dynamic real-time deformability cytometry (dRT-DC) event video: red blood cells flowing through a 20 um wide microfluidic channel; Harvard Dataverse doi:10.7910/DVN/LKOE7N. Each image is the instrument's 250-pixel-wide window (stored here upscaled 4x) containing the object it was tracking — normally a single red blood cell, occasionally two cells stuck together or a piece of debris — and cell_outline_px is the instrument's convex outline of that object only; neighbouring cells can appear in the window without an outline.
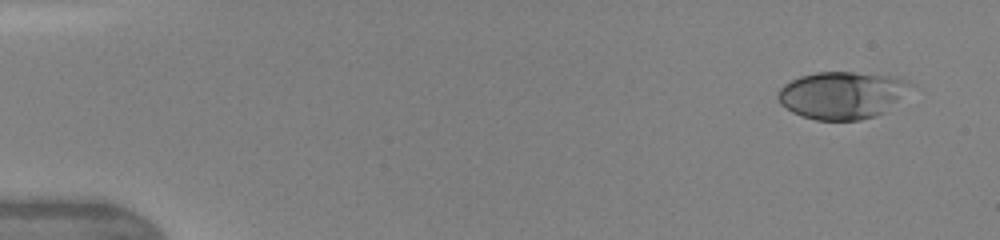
{"species": "human", "species_latin": "Homo sapiens", "temperature_condition": "warm", "stored_images_in_passage": 11, "camera_frame_rate_fps": 3000, "um_per_image_px": 0.085, "donor": {"sex": "female"}, "frame": {"image": 1, "passage_image": 1, "time_ms": 0.0, "image_size_px": [1000, 240], "cell_outline_px": [[912, 84], [884, 112], [860, 120], [816, 120], [792, 112], [780, 104], [776, 96], [780, 88], [784, 84], [800, 76], [816, 72], [852, 72], [896, 76], [908, 80]], "centroid_in_image_um": [71.51, 8.07], "position_along_channel_um": 13.5, "area_um2": 36.13}}
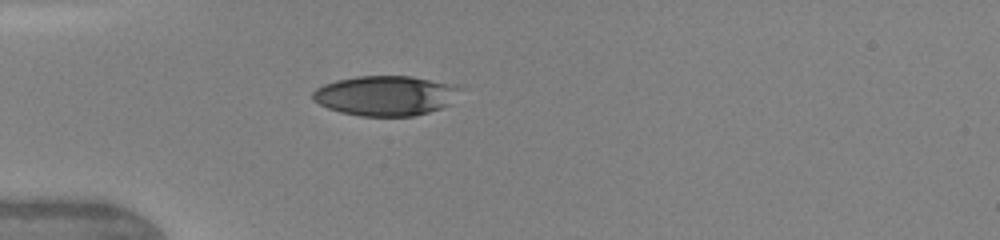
{"frame": {"image": 2, "passage_image": 4, "time_ms": 3.667, "image_size_px": [1000, 240], "cell_outline_px": [[464, 88], [448, 104], [440, 108], [428, 112], [412, 116], [360, 116], [340, 112], [328, 108], [312, 100], [312, 92], [316, 88], [324, 84], [336, 80], [356, 76], [412, 76], [452, 84]], "centroid_in_image_um": [32.74, 8.12], "position_along_channel_um": 52.3, "area_um2": 34.28}}